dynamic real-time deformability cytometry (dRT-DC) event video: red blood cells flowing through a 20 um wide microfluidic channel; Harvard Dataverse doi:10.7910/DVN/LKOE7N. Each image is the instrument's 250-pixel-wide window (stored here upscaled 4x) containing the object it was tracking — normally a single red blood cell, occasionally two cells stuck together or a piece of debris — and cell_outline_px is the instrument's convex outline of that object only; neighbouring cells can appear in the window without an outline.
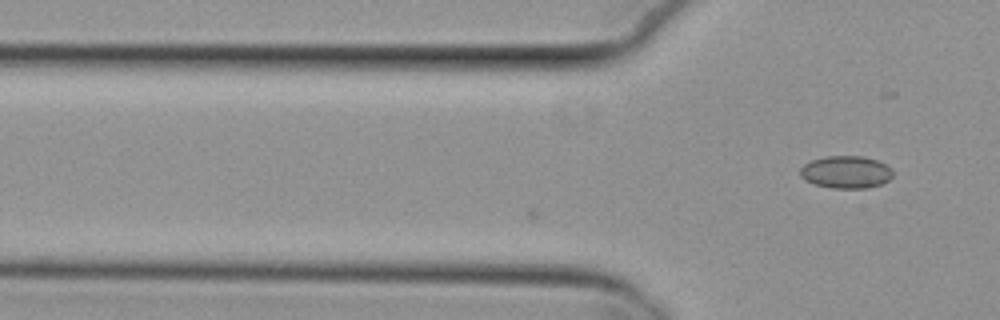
{"species": "common noctule bat (a hibernating species)", "species_latin": "Nyctalus noctula", "temperature_condition": "cold", "stored_images_in_passage": 2, "camera_frame_rate_fps": 3000, "um_per_image_px": 0.085, "animal": {"sex": "female", "body_mass_g": 29.2, "forearm_length_mm": 56.3}, "frame": {"image": 1, "passage_image": 2, "time_ms": 0.333, "image_size_px": [1000, 320], "cell_outline_px": [[892, 176], [888, 180], [880, 184], [868, 188], [832, 188], [816, 184], [804, 180], [800, 176], [800, 168], [804, 164], [812, 160], [828, 156], [864, 156], [876, 160], [892, 168]], "centroid_in_image_um": [71.9, 14.62], "position_along_channel_um": 53.9, "area_um2": 17.46}}